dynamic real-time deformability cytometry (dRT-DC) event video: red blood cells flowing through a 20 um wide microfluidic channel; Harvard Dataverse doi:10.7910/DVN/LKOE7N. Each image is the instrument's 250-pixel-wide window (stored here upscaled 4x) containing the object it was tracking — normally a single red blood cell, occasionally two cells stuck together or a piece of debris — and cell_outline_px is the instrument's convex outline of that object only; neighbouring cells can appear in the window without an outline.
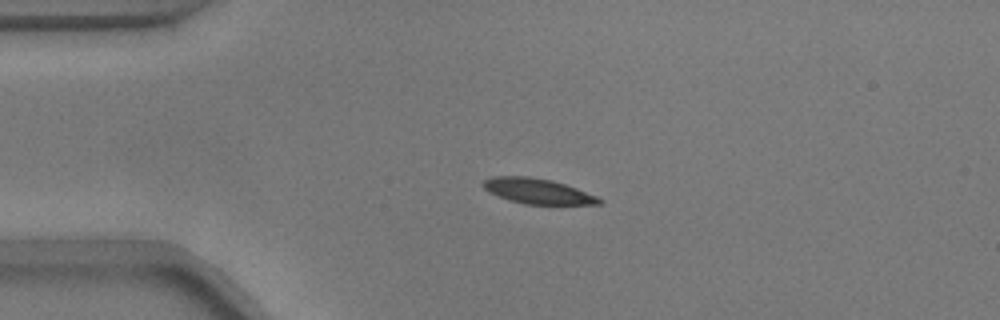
{"species": "common noctule bat (a hibernating species)", "species_latin": "Nyctalus noctula", "temperature_condition": "warm", "stored_images_in_passage": 43, "camera_frame_rate_fps": 3000, "um_per_image_px": 0.085, "animal": {"sex": "male", "body_mass_g": 17.9}, "frame": {"image": 1, "passage_image": 1, "time_ms": 0.0, "image_size_px": [1000, 320], "cell_outline_px": [[604, 200], [600, 204], [524, 204], [508, 200], [488, 192], [480, 184], [484, 180], [492, 176], [528, 176], [552, 180], [576, 188], [596, 196]], "centroid_in_image_um": [45.65, 16.24], "position_along_channel_um": 39.4, "area_um2": 17.11}}
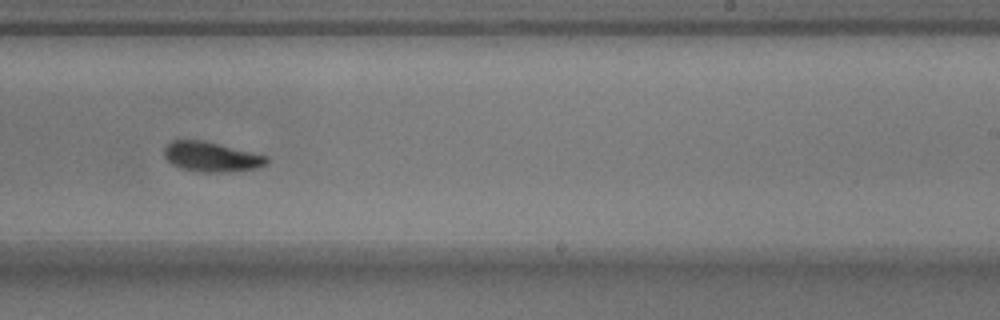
{"frame": {"image": 2, "passage_image": 22, "time_ms": 7.0, "image_size_px": [1000, 320], "cell_outline_px": [[272, 160], [268, 164], [260, 168], [228, 172], [200, 172], [184, 168], [172, 164], [164, 156], [164, 148], [172, 140], [200, 140], [268, 156]], "centroid_in_image_um": [18.02, 13.34], "position_along_channel_um": 271.0, "area_um2": 17.74}}
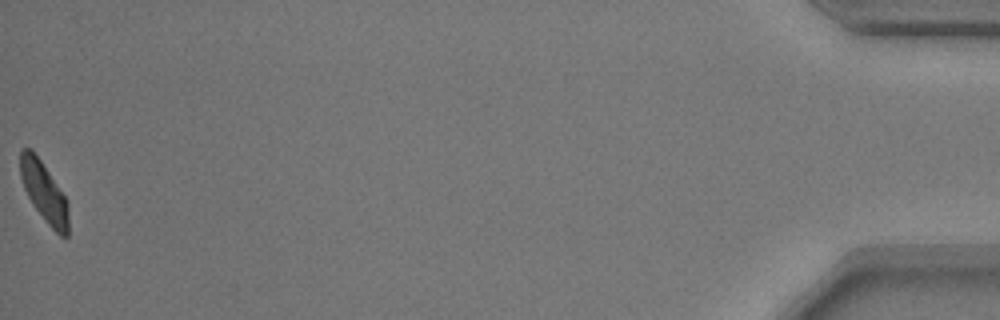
{"frame": {"image": 3, "passage_image": 43, "time_ms": 14.0, "image_size_px": [1000, 320], "cell_outline_px": [[68, 236], [60, 236], [48, 224], [32, 204], [24, 188], [20, 176], [20, 152], [24, 148], [32, 148], [68, 200]], "centroid_in_image_um": [3.75, 16.31], "position_along_channel_um": 431.5, "area_um2": 16.76}, "authors_computed_cell_mechanics": {"area_um2": 17.8602, "velocity_mm_per_s": 3.7127, "shape_relaxation_time_tau1_ms": 2.4001, "shape_relaxation_time_tau2_ms": null, "deformation_change_tau1": 0.1278, "deformation_change_tau2": null}}